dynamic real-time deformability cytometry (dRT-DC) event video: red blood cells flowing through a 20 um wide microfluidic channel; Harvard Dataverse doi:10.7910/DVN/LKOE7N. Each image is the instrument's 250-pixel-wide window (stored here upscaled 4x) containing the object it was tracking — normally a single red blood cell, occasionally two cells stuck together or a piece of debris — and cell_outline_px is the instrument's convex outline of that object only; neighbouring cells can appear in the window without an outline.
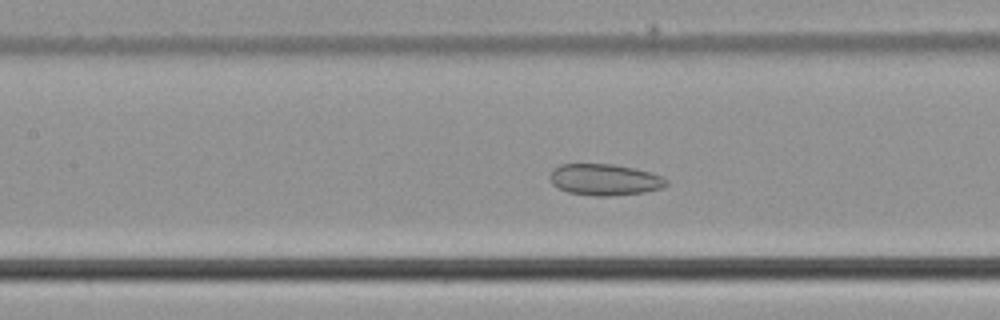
{"species": "common noctule bat (a hibernating species)", "species_latin": "Nyctalus noctula", "temperature_condition": "cold", "stored_images_in_passage": 50, "camera_frame_rate_fps": 3000, "um_per_image_px": 0.085, "animal": {"sex": "male", "body_mass_g": 21.5, "forearm_length_mm": 52.0}, "frame": {"image": 1, "passage_image": 23, "time_ms": 7.333, "image_size_px": [1000, 320], "cell_outline_px": [[668, 184], [660, 188], [644, 192], [608, 196], [592, 196], [568, 192], [552, 184], [548, 176], [552, 168], [560, 164], [612, 164], [632, 168], [664, 176], [668, 180]], "centroid_in_image_um": [51.36, 15.27], "position_along_channel_um": 156.0, "area_um2": 21.33}}
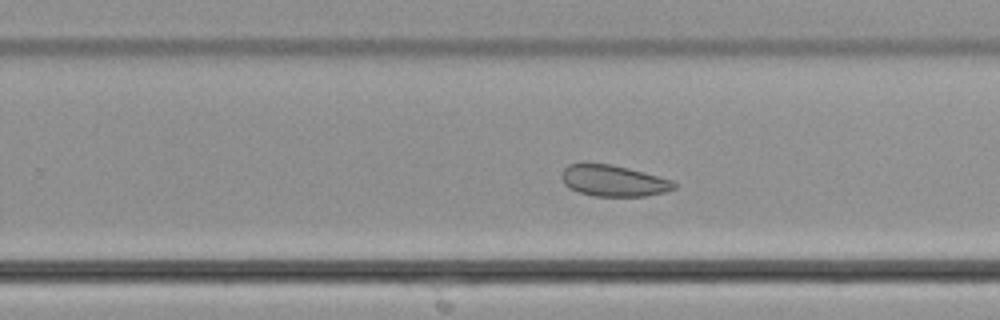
{"frame": {"image": 2, "passage_image": 32, "time_ms": 10.333, "image_size_px": [1000, 320], "cell_outline_px": [[676, 188], [664, 192], [644, 196], [592, 196], [568, 188], [564, 184], [564, 168], [568, 164], [612, 164], [628, 168], [672, 180], [676, 184]], "centroid_in_image_um": [52.17, 15.37], "position_along_channel_um": 277.6, "area_um2": 20.11}}
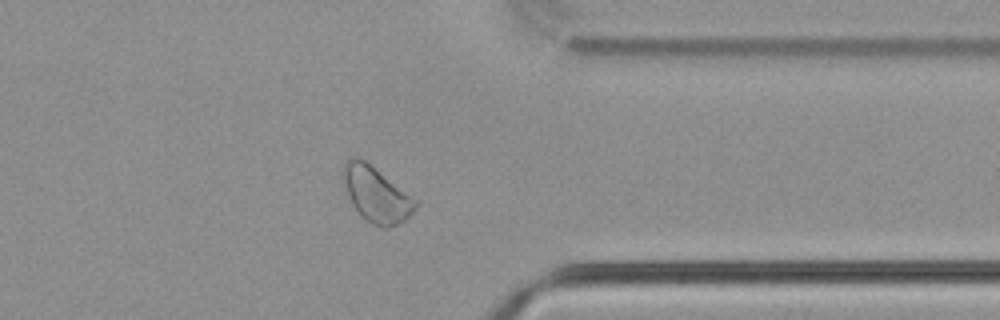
{"frame": {"image": 3, "passage_image": 40, "time_ms": 13.0, "image_size_px": [1000, 320], "cell_outline_px": [[420, 204], [404, 220], [388, 228], [384, 228], [372, 224], [360, 216], [352, 204], [348, 196], [340, 172], [348, 156], [360, 156], [420, 200]], "centroid_in_image_um": [31.98, 16.48], "position_along_channel_um": 379.4, "area_um2": 24.04}}